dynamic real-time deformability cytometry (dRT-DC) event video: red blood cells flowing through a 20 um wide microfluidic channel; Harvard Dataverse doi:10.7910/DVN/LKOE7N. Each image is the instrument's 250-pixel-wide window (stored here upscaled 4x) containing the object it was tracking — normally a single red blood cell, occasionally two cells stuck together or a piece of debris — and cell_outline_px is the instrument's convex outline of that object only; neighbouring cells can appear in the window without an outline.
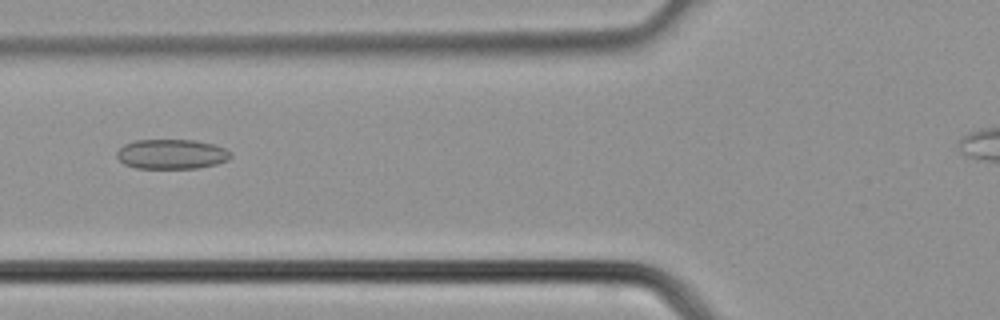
{"species": "common noctule bat (a hibernating species)", "species_latin": "Nyctalus noctula", "temperature_condition": "cold", "stored_images_in_passage": 35, "camera_frame_rate_fps": 3000, "um_per_image_px": 0.085, "animal": {"sex": "male", "body_mass_g": 21.5, "forearm_length_mm": 52.0}, "frame": {"image": 1, "passage_image": 15, "time_ms": 4.667, "image_size_px": [1000, 320], "cell_outline_px": [[232, 156], [228, 160], [216, 164], [196, 168], [136, 168], [124, 164], [116, 156], [116, 152], [124, 144], [136, 140], [196, 140], [212, 144], [224, 148], [232, 152]], "centroid_in_image_um": [14.59, 13.1], "position_along_channel_um": 111.2, "area_um2": 19.77}}
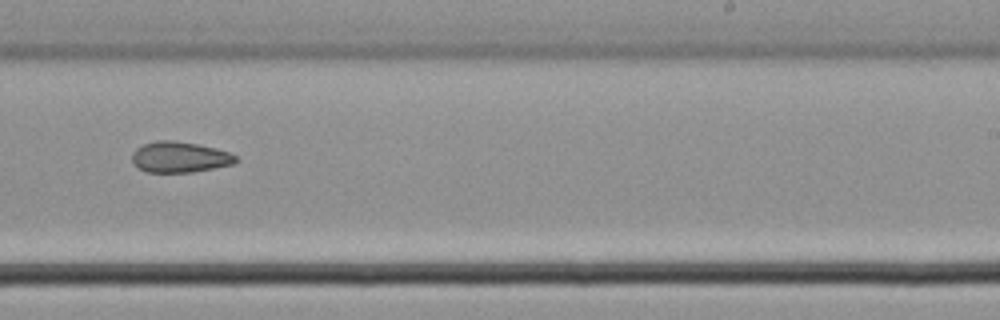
{"frame": {"image": 2, "passage_image": 24, "time_ms": 7.667, "image_size_px": [1000, 320], "cell_outline_px": [[240, 160], [232, 164], [192, 172], [144, 172], [132, 160], [132, 152], [136, 148], [144, 144], [156, 140], [172, 140], [196, 144], [216, 148], [228, 152], [236, 156]], "centroid_in_image_um": [15.27, 13.35], "position_along_channel_um": 273.7, "area_um2": 18.5}}
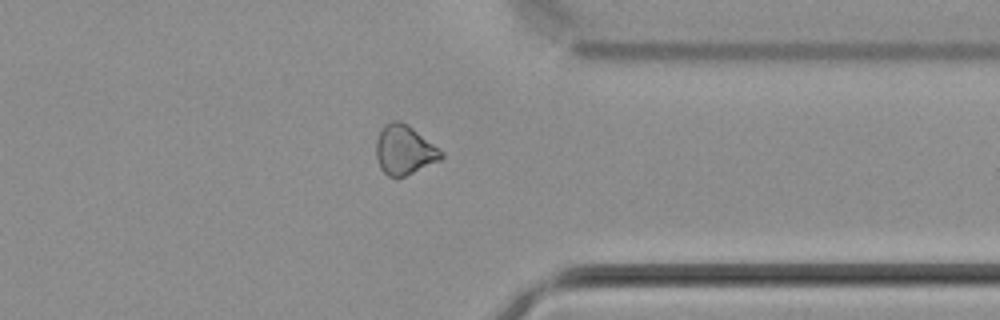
{"frame": {"image": 3, "passage_image": 30, "time_ms": 9.667, "image_size_px": [1000, 320], "cell_outline_px": [[444, 156], [440, 160], [404, 176], [388, 176], [380, 168], [376, 156], [376, 140], [384, 124], [392, 120], [400, 120], [408, 124], [444, 152]], "centroid_in_image_um": [34.36, 12.72], "position_along_channel_um": 377.0, "area_um2": 18.67}}